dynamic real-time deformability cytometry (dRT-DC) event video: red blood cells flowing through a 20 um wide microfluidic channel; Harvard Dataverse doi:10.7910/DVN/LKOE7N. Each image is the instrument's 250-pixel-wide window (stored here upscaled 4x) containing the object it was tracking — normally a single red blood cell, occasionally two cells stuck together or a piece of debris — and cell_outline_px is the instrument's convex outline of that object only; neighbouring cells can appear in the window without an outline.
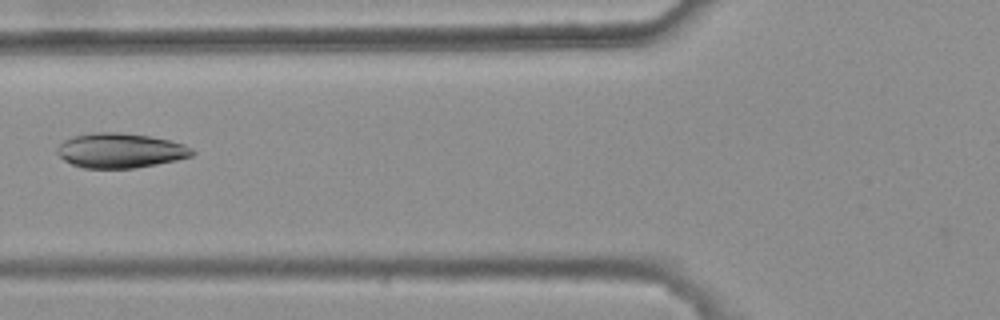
{"species": "common noctule bat (a hibernating species)", "species_latin": "Nyctalus noctula", "temperature_condition": "warm", "stored_images_in_passage": 4, "camera_frame_rate_fps": 3000, "um_per_image_px": 0.085, "animal": {"sex": "female", "body_mass_g": 25.1}, "frame": {"image": 1, "passage_image": 4, "time_ms": 1.0, "image_size_px": [1000, 320], "cell_outline_px": [[196, 152], [192, 156], [176, 160], [156, 164], [132, 168], [84, 168], [72, 164], [64, 160], [56, 152], [56, 148], [64, 140], [72, 136], [92, 132], [120, 132], [148, 136], [168, 140], [184, 144], [192, 148]], "centroid_in_image_um": [10.21, 12.79], "position_along_channel_um": 115.6, "area_um2": 27.34}}